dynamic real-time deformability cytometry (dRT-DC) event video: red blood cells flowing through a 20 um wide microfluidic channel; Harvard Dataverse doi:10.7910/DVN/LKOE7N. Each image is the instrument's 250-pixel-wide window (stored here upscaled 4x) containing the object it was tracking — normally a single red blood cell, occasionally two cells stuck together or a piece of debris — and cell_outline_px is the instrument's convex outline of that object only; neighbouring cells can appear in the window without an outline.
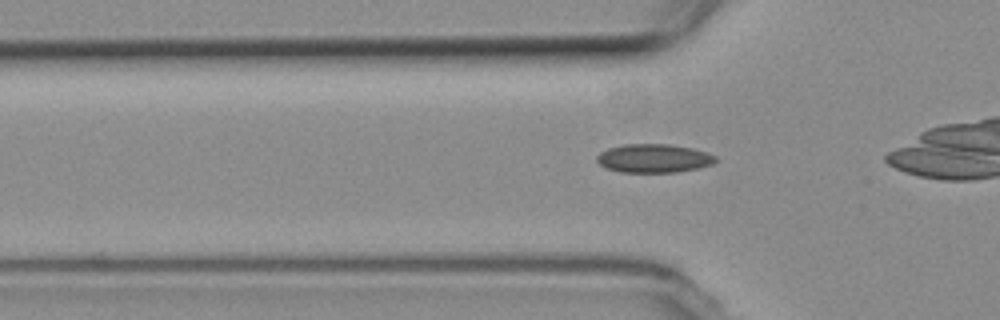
{"species": "common noctule bat (a hibernating species)", "species_latin": "Nyctalus noctula", "temperature_condition": "room temperature", "stored_images_in_passage": 41, "camera_frame_rate_fps": 3000, "um_per_image_px": 0.085, "animal": {"sex": "female", "body_mass_g": 19.3, "forearm_length_mm": 54.1}, "frame": {"image": 1, "passage_image": 14, "time_ms": 4.333, "image_size_px": [1000, 320], "cell_outline_px": [[720, 160], [712, 164], [700, 168], [676, 172], [620, 172], [604, 168], [596, 160], [596, 156], [600, 152], [608, 148], [624, 144], [668, 144], [692, 148], [708, 152], [716, 156]], "centroid_in_image_um": [55.59, 13.46], "position_along_channel_um": 70.2, "area_um2": 20.06}}
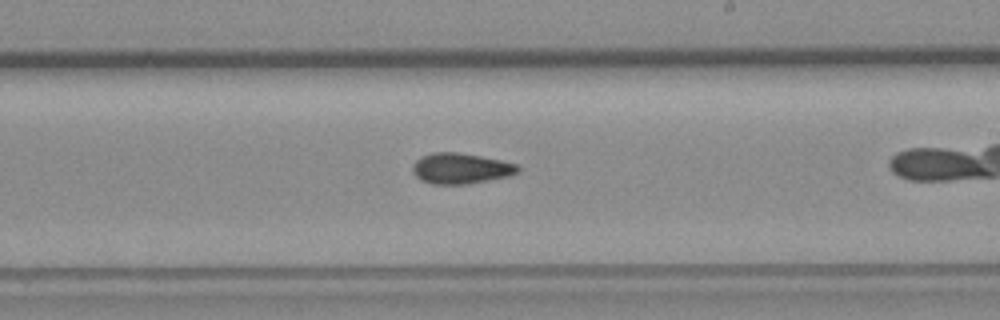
{"frame": {"image": 2, "passage_image": 29, "time_ms": 9.333, "image_size_px": [1000, 320], "cell_outline_px": [[520, 172], [508, 176], [488, 180], [464, 184], [432, 184], [420, 180], [412, 172], [412, 164], [420, 156], [436, 152], [456, 152], [480, 156], [500, 160], [516, 164], [520, 168]], "centroid_in_image_um": [39.13, 14.31], "position_along_channel_um": 249.9, "area_um2": 18.79}}
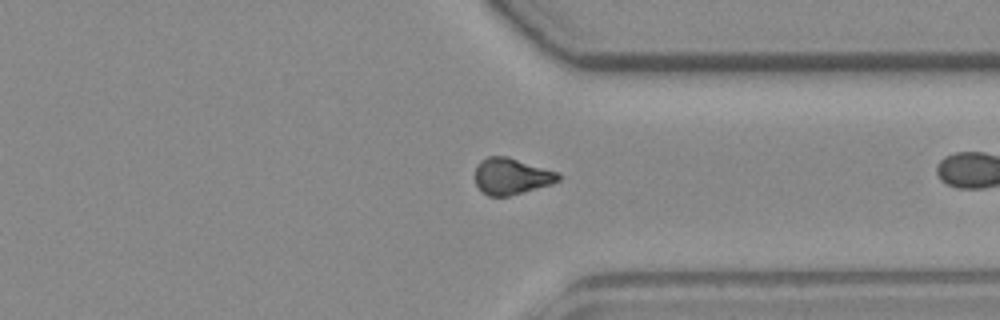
{"frame": {"image": 3, "passage_image": 39, "time_ms": 12.667, "image_size_px": [1000, 320], "cell_outline_px": [[560, 180], [552, 184], [524, 192], [508, 196], [488, 196], [476, 184], [476, 164], [480, 160], [488, 156], [508, 156], [560, 172]], "centroid_in_image_um": [43.5, 14.96], "position_along_channel_um": 367.9, "area_um2": 17.8}}